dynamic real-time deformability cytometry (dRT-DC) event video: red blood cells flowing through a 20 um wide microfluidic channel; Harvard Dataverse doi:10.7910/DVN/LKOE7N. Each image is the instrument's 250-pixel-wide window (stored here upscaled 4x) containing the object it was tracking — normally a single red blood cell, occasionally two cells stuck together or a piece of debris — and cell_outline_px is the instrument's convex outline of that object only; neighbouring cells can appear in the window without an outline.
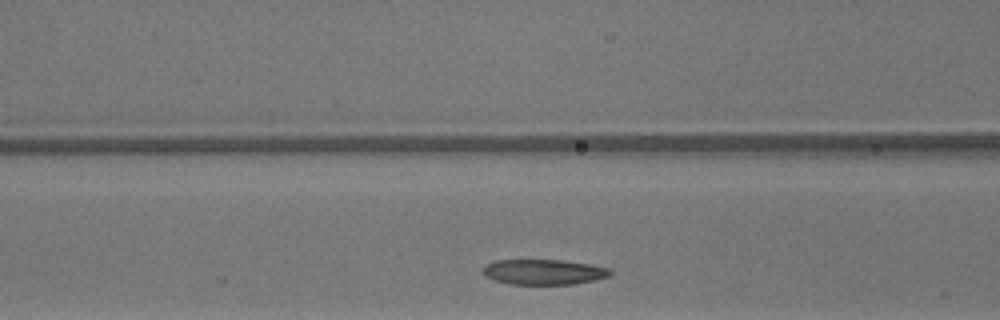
{"species": "common noctule bat (a hibernating species)", "species_latin": "Nyctalus noctula", "temperature_condition": "warm", "stored_images_in_passage": 21, "camera_frame_rate_fps": 3000, "um_per_image_px": 0.085, "animal": {"sex": "male", "body_mass_g": 13.3}, "frame": {"image": 1, "passage_image": 5, "time_ms": 1.333, "image_size_px": [1000, 320], "cell_outline_px": [[612, 272], [608, 276], [596, 280], [572, 284], [508, 284], [492, 280], [484, 276], [480, 272], [480, 268], [484, 264], [496, 260], [564, 260], [612, 268]], "centroid_in_image_um": [46.14, 23.11], "position_along_channel_um": 120.5, "area_um2": 19.13}}
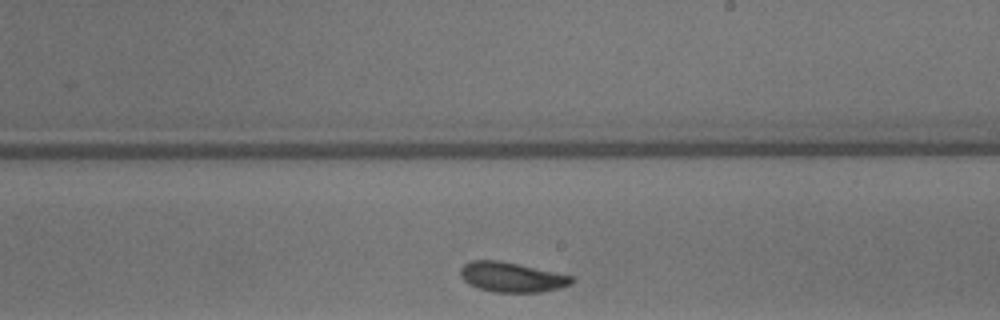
{"frame": {"image": 2, "passage_image": 14, "time_ms": 4.333, "image_size_px": [1000, 320], "cell_outline_px": [[576, 280], [572, 284], [560, 288], [540, 292], [492, 292], [468, 284], [460, 276], [460, 268], [464, 264], [472, 260], [496, 260], [516, 264], [572, 276]], "centroid_in_image_um": [43.48, 23.57], "position_along_channel_um": 245.5, "area_um2": 19.19}}
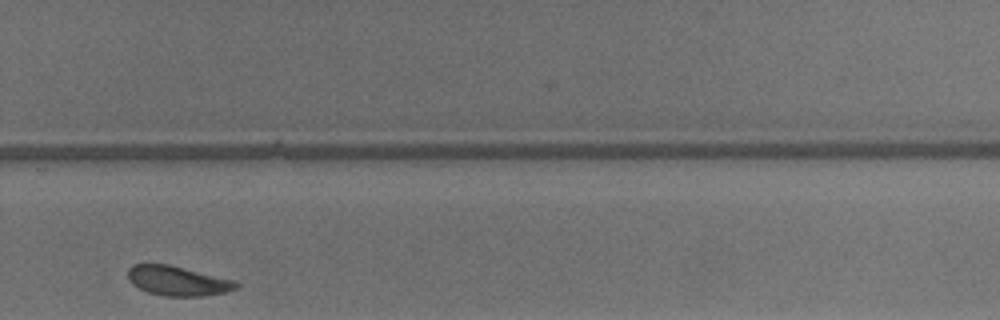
{"frame": {"image": 3, "passage_image": 19, "time_ms": 6.0, "image_size_px": [1000, 320], "cell_outline_px": [[240, 284], [236, 288], [228, 292], [200, 296], [164, 296], [148, 292], [132, 284], [128, 280], [128, 268], [132, 264], [168, 264], [236, 280]], "centroid_in_image_um": [15.12, 23.87], "position_along_channel_um": 314.7, "area_um2": 18.79}}